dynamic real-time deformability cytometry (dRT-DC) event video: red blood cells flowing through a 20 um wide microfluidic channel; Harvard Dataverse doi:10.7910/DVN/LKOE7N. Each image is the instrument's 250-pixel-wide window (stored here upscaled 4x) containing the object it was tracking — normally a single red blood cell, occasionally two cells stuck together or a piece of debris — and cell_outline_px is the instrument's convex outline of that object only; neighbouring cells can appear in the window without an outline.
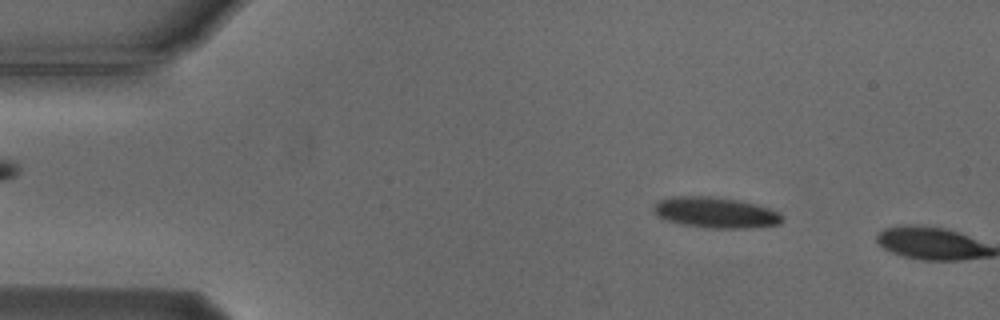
{"species": "Egyptian fruit bat (a non-hibernating species)", "species_latin": "Rousettus aegyptiacus", "temperature_condition": "cold", "stored_images_in_passage": 9, "camera_frame_rate_fps": 3000, "um_per_image_px": 0.085, "animal": {"sex": "male"}, "frame": {"image": 1, "passage_image": 8, "time_ms": 2.333, "image_size_px": [1000, 320], "cell_outline_px": [[784, 220], [780, 224], [752, 228], [708, 228], [680, 224], [664, 220], [656, 216], [652, 212], [652, 208], [660, 200], [672, 196], [712, 196], [736, 200], [756, 204], [768, 208], [776, 212]], "centroid_in_image_um": [60.76, 18.07], "position_along_channel_um": 24.2, "area_um2": 23.18}}